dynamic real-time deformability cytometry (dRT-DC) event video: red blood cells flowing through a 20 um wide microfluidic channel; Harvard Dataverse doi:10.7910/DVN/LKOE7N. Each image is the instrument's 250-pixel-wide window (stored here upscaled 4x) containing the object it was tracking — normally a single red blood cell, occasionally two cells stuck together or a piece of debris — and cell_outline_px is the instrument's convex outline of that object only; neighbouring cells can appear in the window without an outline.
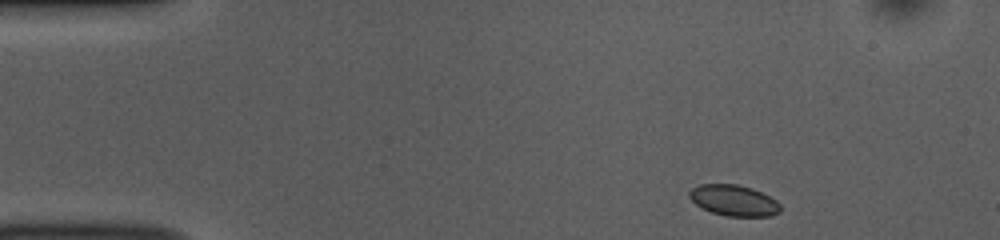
{"species": "common noctule bat (a hibernating species)", "species_latin": "Nyctalus noctula", "temperature_condition": "room temperature", "stored_images_in_passage": 46, "camera_frame_rate_fps": 3000, "um_per_image_px": 0.085, "animal": {"sex": "female", "body_mass_g": 10.0, "forearm_length_mm": 53.1}, "frame": {"image": 1, "passage_image": 1, "time_ms": 0.0, "image_size_px": [1000, 240], "cell_outline_px": [[780, 212], [772, 216], [728, 216], [712, 212], [696, 204], [688, 196], [688, 192], [692, 188], [700, 184], [736, 184], [752, 188], [776, 200], [780, 204]], "centroid_in_image_um": [62.38, 17.03], "position_along_channel_um": 22.6, "area_um2": 16.3}}
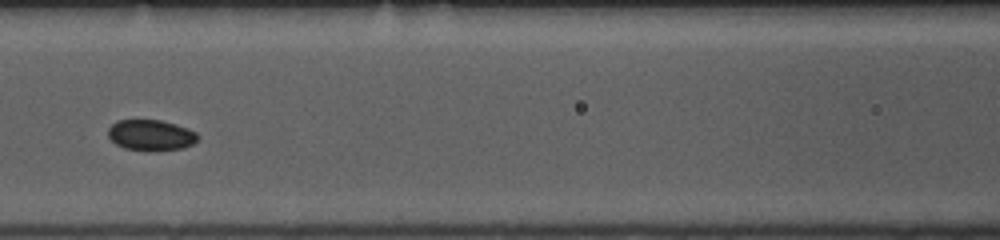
{"frame": {"image": 2, "passage_image": 17, "time_ms": 5.333, "image_size_px": [1000, 240], "cell_outline_px": [[200, 140], [184, 148], [124, 148], [116, 144], [108, 136], [108, 128], [116, 120], [160, 120], [176, 124], [188, 128], [196, 132], [200, 136]], "centroid_in_image_um": [12.85, 11.43], "position_along_channel_um": 153.7, "area_um2": 15.61}}
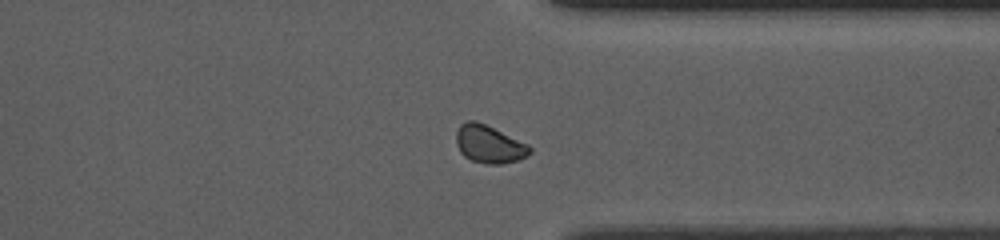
{"frame": {"image": 3, "passage_image": 34, "time_ms": 11.0, "image_size_px": [1000, 240], "cell_outline_px": [[532, 152], [528, 156], [516, 160], [500, 164], [488, 164], [472, 160], [464, 156], [460, 152], [456, 144], [456, 132], [460, 124], [468, 120], [476, 120], [528, 144], [532, 148]], "centroid_in_image_um": [41.57, 12.25], "position_along_channel_um": 369.8, "area_um2": 16.18}, "authors_computed_cell_mechanics": {"area_um2": 16.2996, "velocity_mm_per_s": 3.8331, "shape_relaxation_time_tau1_ms": null, "shape_relaxation_time_tau2_ms": 8.4622, "deformation_change_tau1": null, "deformation_change_tau2": 0.0665}}